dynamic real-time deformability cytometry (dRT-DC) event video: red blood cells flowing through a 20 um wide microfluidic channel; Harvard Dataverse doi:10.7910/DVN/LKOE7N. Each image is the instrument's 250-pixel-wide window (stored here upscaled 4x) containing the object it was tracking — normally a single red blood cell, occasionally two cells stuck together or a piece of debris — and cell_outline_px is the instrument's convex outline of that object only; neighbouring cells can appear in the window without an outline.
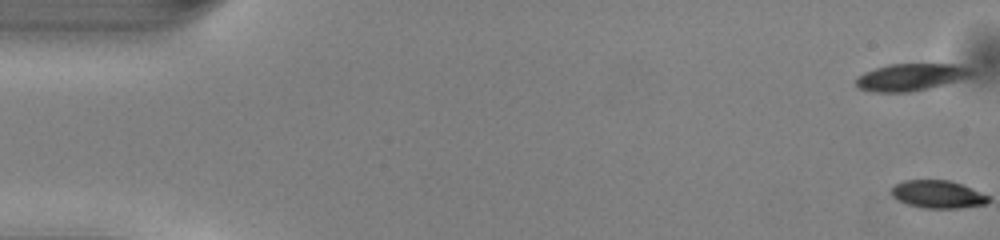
{"species": "common noctule bat (a hibernating species)", "species_latin": "Nyctalus noctula", "temperature_condition": "warm", "stored_images_in_passage": 2, "camera_frame_rate_fps": 3000, "um_per_image_px": 0.085, "animal": {"sex": "male", "body_mass_g": 13.0, "forearm_length_mm": 53.1}, "frame": {"image": 1, "passage_image": 1, "time_ms": 0.0, "image_size_px": [1000, 240], "cell_outline_px": [[976, 76], [964, 80], [928, 88], [908, 92], [872, 92], [860, 88], [856, 84], [856, 80], [864, 72], [888, 64], [960, 64], [972, 68], [976, 72]], "centroid_in_image_um": [77.56, 6.54], "position_along_channel_um": 7.4, "area_um2": 18.61}}